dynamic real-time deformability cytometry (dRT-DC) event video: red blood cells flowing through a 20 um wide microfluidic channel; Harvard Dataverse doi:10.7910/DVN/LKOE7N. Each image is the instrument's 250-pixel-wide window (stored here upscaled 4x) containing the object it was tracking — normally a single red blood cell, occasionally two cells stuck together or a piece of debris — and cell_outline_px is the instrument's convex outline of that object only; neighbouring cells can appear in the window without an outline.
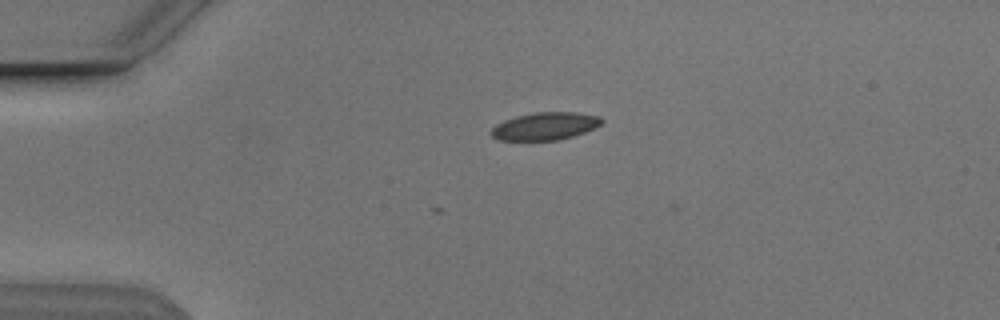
{"species": "Egyptian fruit bat (a non-hibernating species)", "species_latin": "Rousettus aegyptiacus", "temperature_condition": "cold", "stored_images_in_passage": 3, "camera_frame_rate_fps": 3000, "um_per_image_px": 0.085, "animal": {"sex": "male"}, "frame": {"image": 1, "passage_image": 1, "time_ms": 0.0, "image_size_px": [1000, 320], "cell_outline_px": [[604, 120], [600, 124], [584, 132], [572, 136], [556, 140], [500, 140], [492, 136], [492, 128], [496, 124], [504, 120], [516, 116], [532, 112], [576, 112], [600, 116]], "centroid_in_image_um": [46.32, 10.71], "position_along_channel_um": 38.7, "area_um2": 17.63}}